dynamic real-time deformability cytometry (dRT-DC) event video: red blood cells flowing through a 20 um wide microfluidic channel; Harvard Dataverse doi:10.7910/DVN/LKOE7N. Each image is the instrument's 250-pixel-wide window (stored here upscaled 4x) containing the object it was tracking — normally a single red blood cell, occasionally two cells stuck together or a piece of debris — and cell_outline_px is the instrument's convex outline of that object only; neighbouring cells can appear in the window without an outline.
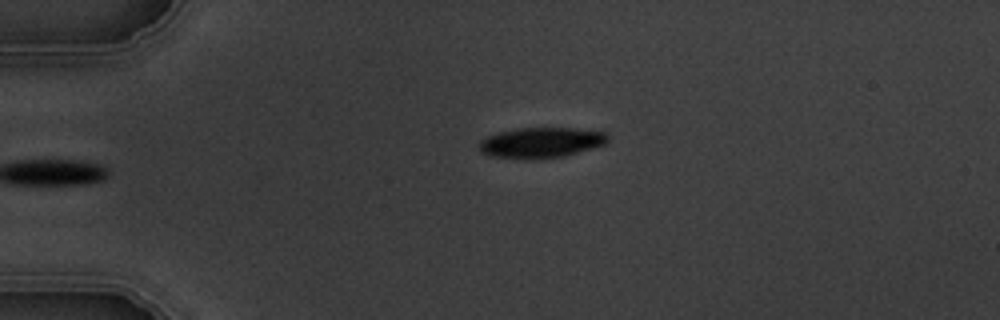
{"species": "common noctule bat (a hibernating species)", "species_latin": "Nyctalus noctula", "temperature_condition": "warm", "stored_images_in_passage": 6, "camera_frame_rate_fps": 3000, "um_per_image_px": 0.085, "animal": {"sex": "male", "body_mass_g": 19.5, "forearm_length_mm": 54.6}, "frame": {"image": 1, "passage_image": 6, "time_ms": 6.667, "image_size_px": [1000, 320], "cell_outline_px": [[608, 140], [604, 144], [564, 156], [492, 156], [480, 152], [480, 140], [496, 132], [516, 128], [572, 128], [604, 132], [608, 136]], "centroid_in_image_um": [45.99, 12.06], "position_along_channel_um": 39.0, "area_um2": 21.73}}